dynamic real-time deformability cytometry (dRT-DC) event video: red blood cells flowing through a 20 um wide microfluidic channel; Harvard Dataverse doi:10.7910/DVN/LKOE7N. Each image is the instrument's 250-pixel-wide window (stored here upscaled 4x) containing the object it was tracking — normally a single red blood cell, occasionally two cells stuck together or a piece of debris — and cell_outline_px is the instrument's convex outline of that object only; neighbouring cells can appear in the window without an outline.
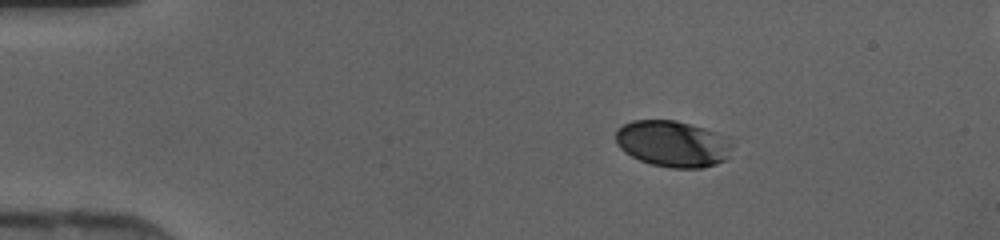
{"species": "human", "species_latin": "Homo sapiens", "temperature_condition": "cold", "stored_images_in_passage": 39, "camera_frame_rate_fps": 3000, "um_per_image_px": 0.085, "donor": {"sex": "female"}, "frame": {"image": 1, "passage_image": 1, "time_ms": 0.0, "image_size_px": [1000, 240], "cell_outline_px": [[732, 148], [728, 160], [716, 164], [700, 168], [672, 168], [652, 164], [640, 160], [624, 152], [616, 144], [616, 128], [632, 120], [676, 120], [704, 128], [716, 132], [732, 144]], "centroid_in_image_um": [57.17, 12.22], "position_along_channel_um": 27.8, "area_um2": 31.5}}
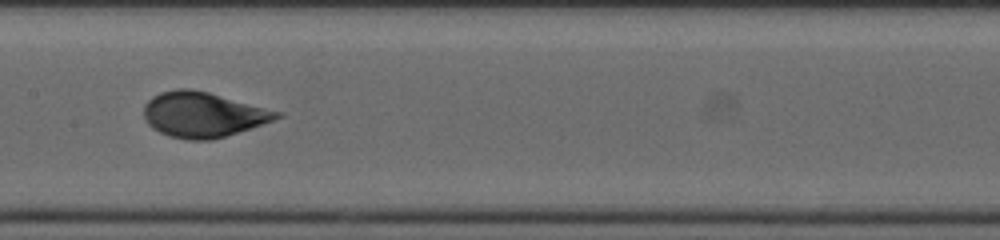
{"frame": {"image": 2, "passage_image": 17, "time_ms": 5.333, "image_size_px": [1000, 240], "cell_outline_px": [[284, 116], [212, 140], [188, 140], [168, 136], [152, 128], [148, 124], [144, 116], [144, 104], [152, 96], [160, 92], [176, 88], [188, 88], [208, 92], [284, 112]], "centroid_in_image_um": [17.23, 9.73], "position_along_channel_um": 190.2, "area_um2": 34.91}}
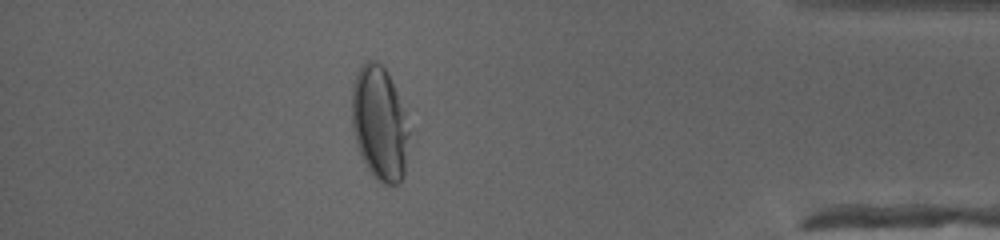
{"frame": {"image": 3, "passage_image": 34, "time_ms": 11.0, "image_size_px": [1000, 240], "cell_outline_px": [[408, 136], [404, 172], [400, 184], [384, 184], [376, 180], [372, 176], [360, 152], [352, 128], [352, 88], [356, 72], [360, 64], [364, 60], [376, 60], [388, 72], [404, 112], [408, 132]], "centroid_in_image_um": [32.23, 10.46], "position_along_channel_um": 403.0, "area_um2": 37.69}}